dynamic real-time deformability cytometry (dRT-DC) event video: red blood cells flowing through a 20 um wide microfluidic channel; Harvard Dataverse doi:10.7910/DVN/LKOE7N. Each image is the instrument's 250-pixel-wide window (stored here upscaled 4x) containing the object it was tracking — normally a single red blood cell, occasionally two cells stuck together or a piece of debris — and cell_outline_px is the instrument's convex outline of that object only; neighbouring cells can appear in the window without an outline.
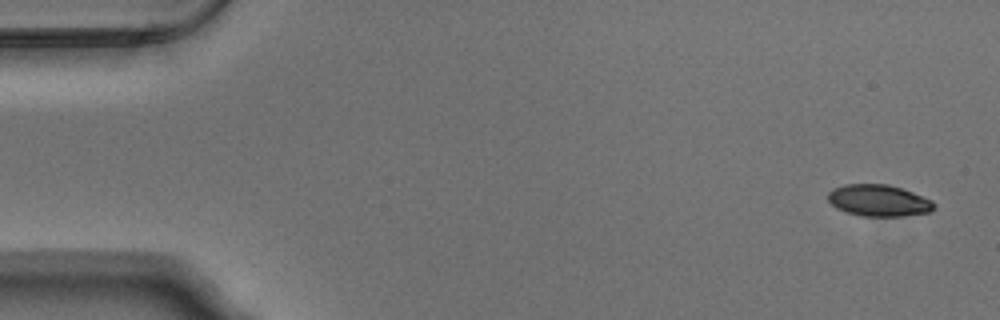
{"species": "Egyptian fruit bat (a non-hibernating species)", "species_latin": "Rousettus aegyptiacus", "temperature_condition": "warm", "stored_images_in_passage": 52, "camera_frame_rate_fps": 3000, "um_per_image_px": 0.085, "animal": {"sex": "male"}, "frame": {"image": 1, "passage_image": 1, "time_ms": 0.0, "image_size_px": [1000, 320], "cell_outline_px": [[936, 204], [928, 212], [904, 216], [860, 216], [836, 208], [828, 200], [828, 192], [832, 188], [844, 184], [888, 184], [912, 192], [932, 200]], "centroid_in_image_um": [74.66, 17.04], "position_along_channel_um": 10.3, "area_um2": 19.48}}
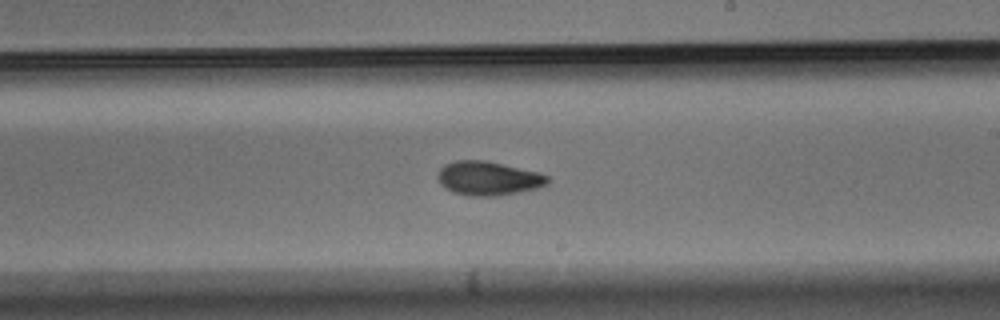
{"frame": {"image": 2, "passage_image": 30, "time_ms": 9.667, "image_size_px": [1000, 320], "cell_outline_px": [[548, 184], [536, 188], [496, 196], [468, 196], [452, 192], [440, 184], [436, 176], [440, 168], [444, 164], [456, 160], [484, 160], [540, 172], [548, 176]], "centroid_in_image_um": [41.46, 15.15], "position_along_channel_um": 247.5, "area_um2": 21.79}}
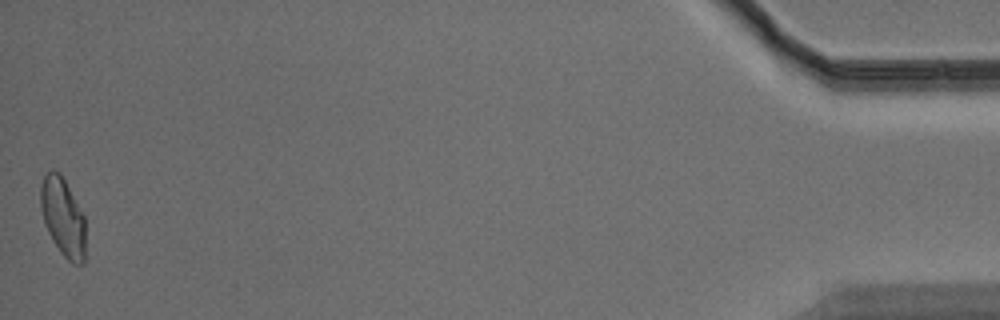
{"frame": {"image": 3, "passage_image": 52, "time_ms": 17.0, "image_size_px": [1000, 320], "cell_outline_px": [[84, 264], [72, 264], [60, 252], [52, 240], [44, 224], [40, 208], [40, 184], [44, 176], [48, 172], [60, 172], [84, 216]], "centroid_in_image_um": [5.32, 18.47], "position_along_channel_um": 429.9, "area_um2": 20.35}, "authors_computed_cell_mechanics": {"area_um2": 20.6635, "velocity_mm_per_s": 3.7788, "shape_relaxation_time_tau1_ms": 4.0271, "shape_relaxation_time_tau2_ms": 4.0399, "deformation_change_tau1": 0.136, "deformation_change_tau2": 0.0789}}